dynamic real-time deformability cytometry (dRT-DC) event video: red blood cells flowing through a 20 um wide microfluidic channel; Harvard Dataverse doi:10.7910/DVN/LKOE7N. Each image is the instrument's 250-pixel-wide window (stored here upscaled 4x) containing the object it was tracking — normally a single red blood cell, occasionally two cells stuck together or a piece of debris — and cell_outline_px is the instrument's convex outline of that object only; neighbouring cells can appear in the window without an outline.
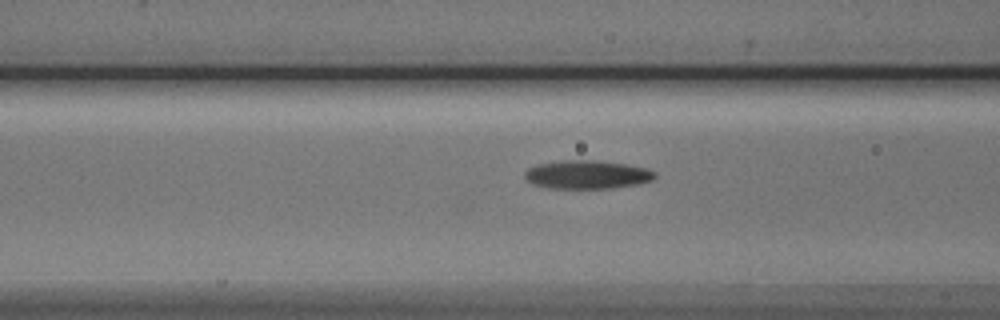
{"species": "Egyptian fruit bat (a non-hibernating species)", "species_latin": "Rousettus aegyptiacus", "temperature_condition": "cold", "stored_images_in_passage": 21, "camera_frame_rate_fps": 3000, "um_per_image_px": 0.085, "animal": {"sex": "male"}, "frame": {"image": 1, "passage_image": 19, "time_ms": 6.0, "image_size_px": [1000, 320], "cell_outline_px": [[656, 176], [652, 180], [636, 184], [612, 188], [548, 188], [532, 184], [524, 176], [524, 172], [528, 168], [540, 164], [564, 160], [592, 160], [624, 164], [644, 168], [656, 172]], "centroid_in_image_um": [49.88, 14.84], "position_along_channel_um": 116.7, "area_um2": 21.33}}